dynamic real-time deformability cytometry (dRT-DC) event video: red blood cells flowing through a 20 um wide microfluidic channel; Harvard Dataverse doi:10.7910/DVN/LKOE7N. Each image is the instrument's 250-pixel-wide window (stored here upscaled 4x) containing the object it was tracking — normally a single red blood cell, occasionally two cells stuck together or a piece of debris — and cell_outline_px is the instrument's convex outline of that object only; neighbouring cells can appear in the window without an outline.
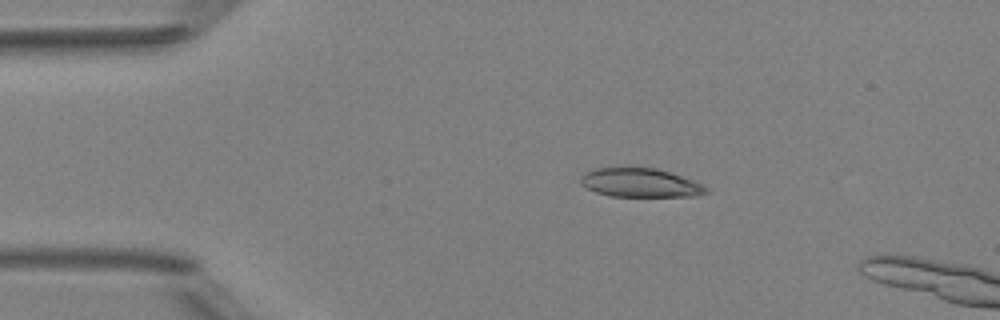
{"species": "Egyptian fruit bat (a non-hibernating species)", "species_latin": "Rousettus aegyptiacus", "temperature_condition": "room temperature", "stored_images_in_passage": 3, "camera_frame_rate_fps": 3000, "um_per_image_px": 0.085, "animal": {"sex": "female"}, "frame": {"image": 1, "passage_image": 1, "time_ms": 0.0, "image_size_px": [1000, 320], "cell_outline_px": [[708, 192], [696, 196], [612, 196], [596, 192], [580, 184], [580, 176], [584, 172], [596, 168], [628, 164], [656, 168], [704, 184], [708, 188]], "centroid_in_image_um": [54.36, 15.48], "position_along_channel_um": 30.6, "area_um2": 21.79}}